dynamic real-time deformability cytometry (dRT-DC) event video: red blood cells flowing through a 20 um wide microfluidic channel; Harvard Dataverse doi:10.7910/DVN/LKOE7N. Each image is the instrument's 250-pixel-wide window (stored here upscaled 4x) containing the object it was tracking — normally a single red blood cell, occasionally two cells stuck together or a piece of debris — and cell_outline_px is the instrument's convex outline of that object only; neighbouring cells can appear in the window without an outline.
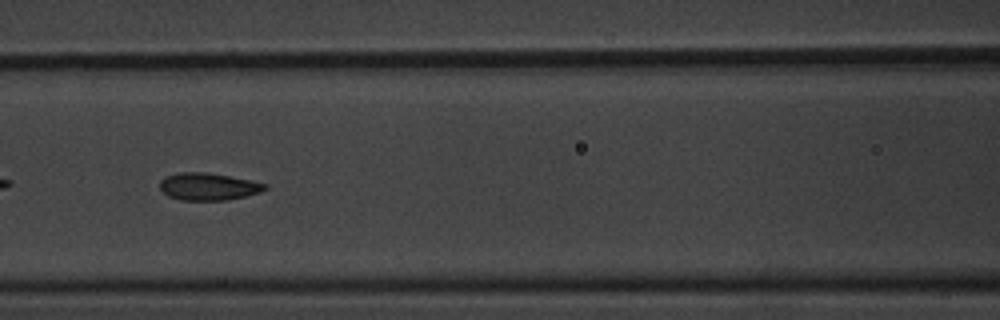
{"species": "common noctule bat (a hibernating species)", "species_latin": "Nyctalus noctula", "temperature_condition": "warm", "stored_images_in_passage": 9, "camera_frame_rate_fps": 3000, "um_per_image_px": 0.085, "animal": {"sex": "male", "body_mass_g": 20.1, "forearm_length_mm": 53.5}, "frame": {"image": 1, "passage_image": 6, "time_ms": 1.667, "image_size_px": [1000, 320], "cell_outline_px": [[268, 188], [260, 192], [228, 200], [180, 200], [168, 196], [160, 188], [160, 180], [168, 176], [180, 172], [204, 172], [228, 176], [268, 184]], "centroid_in_image_um": [17.7, 15.86], "position_along_channel_um": 148.9, "area_um2": 16.53}}
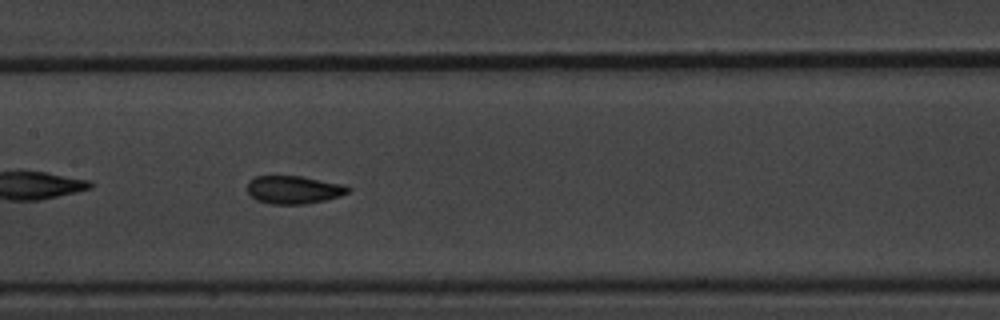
{"frame": {"image": 2, "passage_image": 7, "time_ms": 2.0, "image_size_px": [1000, 320], "cell_outline_px": [[352, 188], [348, 192], [340, 196], [324, 200], [304, 204], [272, 204], [256, 200], [248, 192], [248, 180], [256, 176], [304, 176], [344, 184]], "centroid_in_image_um": [24.99, 16.11], "position_along_channel_um": 182.4, "area_um2": 16.53}}
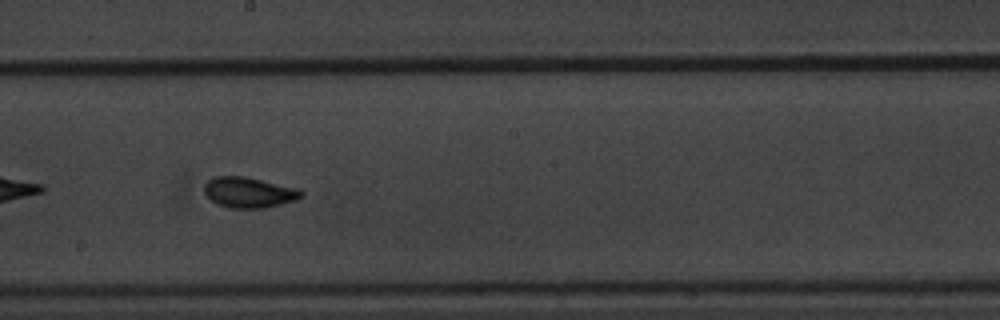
{"frame": {"image": 3, "passage_image": 8, "time_ms": 2.333, "image_size_px": [1000, 320], "cell_outline_px": [[304, 196], [296, 200], [264, 208], [228, 208], [216, 204], [204, 192], [204, 184], [212, 176], [244, 176], [300, 188], [304, 192]], "centroid_in_image_um": [21.18, 16.35], "position_along_channel_um": 227.0, "area_um2": 17.51}}